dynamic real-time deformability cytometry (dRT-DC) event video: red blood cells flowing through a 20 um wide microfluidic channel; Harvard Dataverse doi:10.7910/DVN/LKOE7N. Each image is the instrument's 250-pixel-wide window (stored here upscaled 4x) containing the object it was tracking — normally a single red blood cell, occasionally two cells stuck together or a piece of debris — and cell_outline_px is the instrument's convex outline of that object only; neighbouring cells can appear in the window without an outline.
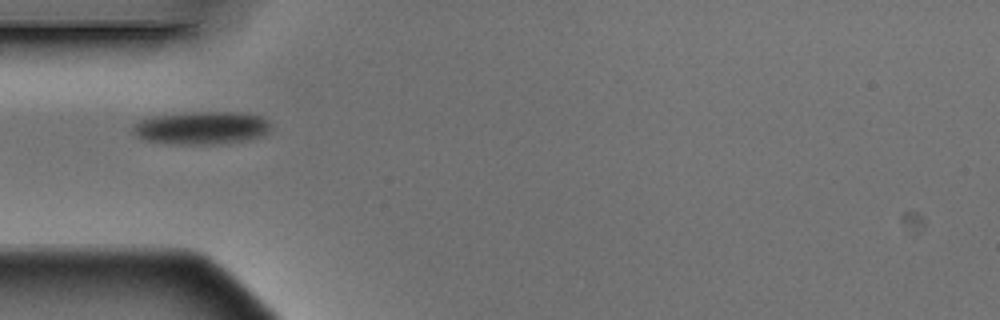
{"species": "Egyptian fruit bat (a non-hibernating species)", "species_latin": "Rousettus aegyptiacus", "temperature_condition": "warm", "stored_images_in_passage": 12, "camera_frame_rate_fps": 3000, "um_per_image_px": 0.085, "animal": {"sex": "male"}, "frame": {"image": 1, "passage_image": 3, "time_ms": 0.667, "image_size_px": [1000, 320], "cell_outline_px": [[268, 132], [264, 136], [248, 140], [216, 144], [168, 144], [144, 140], [136, 136], [132, 132], [132, 128], [140, 120], [152, 116], [192, 112], [240, 112], [260, 116], [268, 120]], "centroid_in_image_um": [17.12, 10.88], "position_along_channel_um": 67.9, "area_um2": 26.59}}
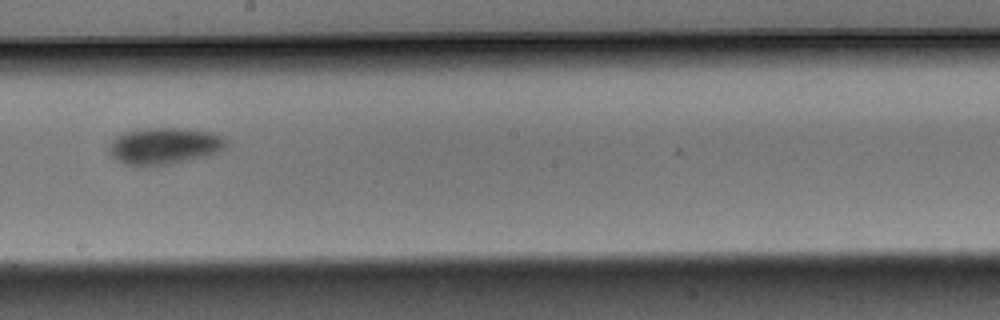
{"frame": {"image": 2, "passage_image": 7, "time_ms": 2.0, "image_size_px": [1000, 320], "cell_outline_px": [[224, 148], [216, 152], [204, 156], [188, 160], [168, 164], [144, 168], [136, 168], [124, 164], [116, 160], [108, 152], [108, 148], [112, 140], [128, 132], [148, 128], [188, 128], [212, 132], [220, 136], [224, 140]], "centroid_in_image_um": [13.9, 12.44], "position_along_channel_um": 234.3, "area_um2": 25.03}}
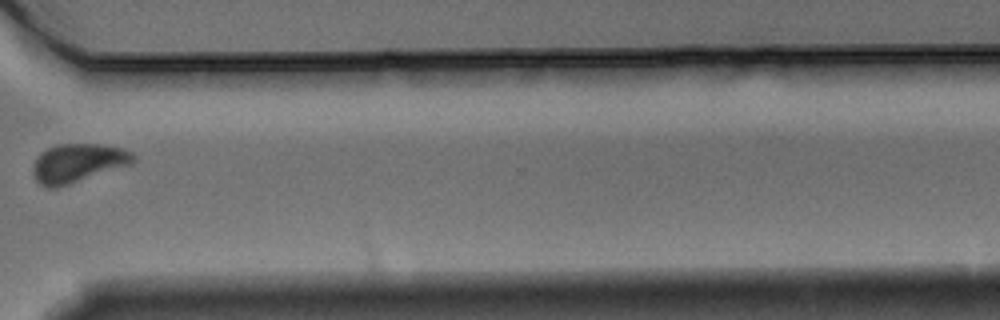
{"frame": {"image": 3, "passage_image": 10, "time_ms": 3.0, "image_size_px": [1000, 320], "cell_outline_px": [[136, 160], [132, 164], [56, 188], [48, 188], [40, 184], [36, 180], [32, 172], [32, 168], [40, 152], [56, 144], [100, 144], [124, 148], [132, 152], [136, 156]], "centroid_in_image_um": [6.64, 13.85], "position_along_channel_um": 364.0, "area_um2": 22.72}}